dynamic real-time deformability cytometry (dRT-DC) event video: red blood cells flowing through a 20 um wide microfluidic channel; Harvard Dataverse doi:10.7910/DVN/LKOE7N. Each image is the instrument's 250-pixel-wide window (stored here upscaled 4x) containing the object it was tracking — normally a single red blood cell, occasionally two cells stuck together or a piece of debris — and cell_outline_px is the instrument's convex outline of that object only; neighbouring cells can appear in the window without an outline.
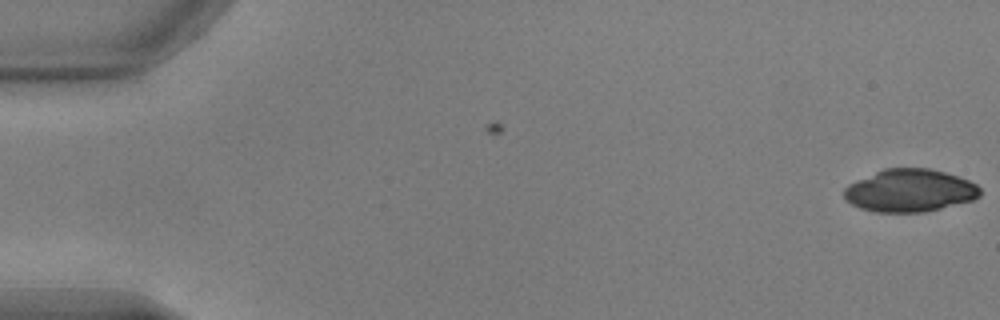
{"species": "common noctule bat (a hibernating species)", "species_latin": "Nyctalus noctula", "temperature_condition": "warm", "stored_images_in_passage": 6, "camera_frame_rate_fps": 3000, "um_per_image_px": 0.085, "animal": {"sex": "male", "body_mass_g": 17.9, "forearm_length_mm": 54.2}, "frame": {"image": 1, "passage_image": 6, "time_ms": 1.667, "image_size_px": [1000, 320], "cell_outline_px": [[980, 196], [972, 200], [924, 212], [872, 212], [860, 208], [844, 200], [844, 188], [848, 184], [856, 180], [884, 168], [928, 168], [944, 172], [968, 180], [976, 184], [980, 188]], "centroid_in_image_um": [77.29, 16.2], "position_along_channel_um": 7.7, "area_um2": 33.76}}